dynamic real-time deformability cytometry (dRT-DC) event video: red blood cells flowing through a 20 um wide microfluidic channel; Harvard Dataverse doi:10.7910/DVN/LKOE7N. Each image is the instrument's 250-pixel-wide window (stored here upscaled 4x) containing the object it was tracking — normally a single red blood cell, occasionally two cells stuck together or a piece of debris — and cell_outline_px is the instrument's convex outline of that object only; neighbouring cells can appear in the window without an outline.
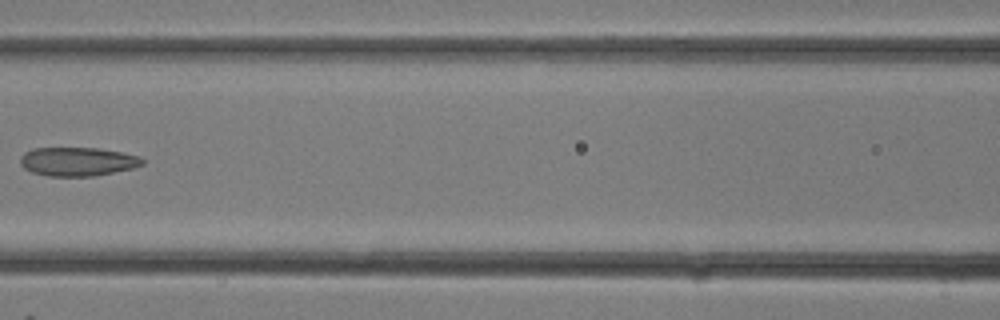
{"species": "common noctule bat (a hibernating species)", "species_latin": "Nyctalus noctula", "temperature_condition": "room temperature", "stored_images_in_passage": 15, "camera_frame_rate_fps": 3000, "um_per_image_px": 0.085, "animal": {"sex": "female"}, "frame": {"image": 1, "passage_image": 11, "time_ms": 3.333, "image_size_px": [1000, 320], "cell_outline_px": [[144, 164], [132, 168], [92, 176], [48, 176], [32, 172], [24, 168], [20, 164], [20, 156], [24, 152], [32, 148], [100, 148], [140, 156], [144, 160]], "centroid_in_image_um": [6.57, 13.72], "position_along_channel_um": 160.0, "area_um2": 20.46}}
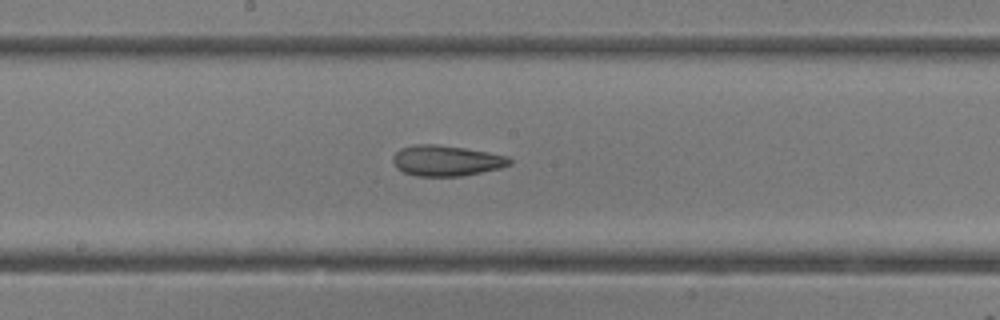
{"frame": {"image": 2, "passage_image": 13, "time_ms": 4.0, "image_size_px": [1000, 320], "cell_outline_px": [[512, 164], [500, 168], [464, 176], [416, 176], [404, 172], [396, 168], [392, 160], [392, 156], [400, 148], [412, 144], [436, 144], [464, 148], [488, 152], [508, 156], [512, 160]], "centroid_in_image_um": [37.93, 13.65], "position_along_channel_um": 210.3, "area_um2": 21.04}}
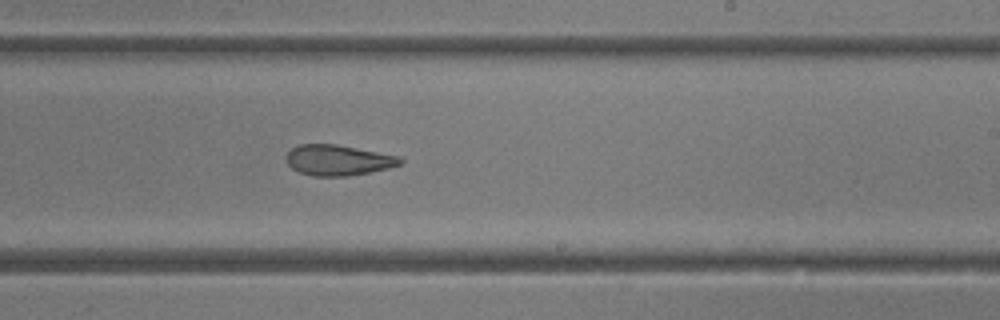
{"frame": {"image": 3, "passage_image": 15, "time_ms": 4.667, "image_size_px": [1000, 320], "cell_outline_px": [[404, 160], [400, 164], [388, 168], [348, 176], [312, 176], [300, 172], [292, 168], [288, 164], [288, 152], [292, 148], [300, 144], [336, 144], [400, 156]], "centroid_in_image_um": [28.76, 13.61], "position_along_channel_um": 260.2, "area_um2": 20.11}}